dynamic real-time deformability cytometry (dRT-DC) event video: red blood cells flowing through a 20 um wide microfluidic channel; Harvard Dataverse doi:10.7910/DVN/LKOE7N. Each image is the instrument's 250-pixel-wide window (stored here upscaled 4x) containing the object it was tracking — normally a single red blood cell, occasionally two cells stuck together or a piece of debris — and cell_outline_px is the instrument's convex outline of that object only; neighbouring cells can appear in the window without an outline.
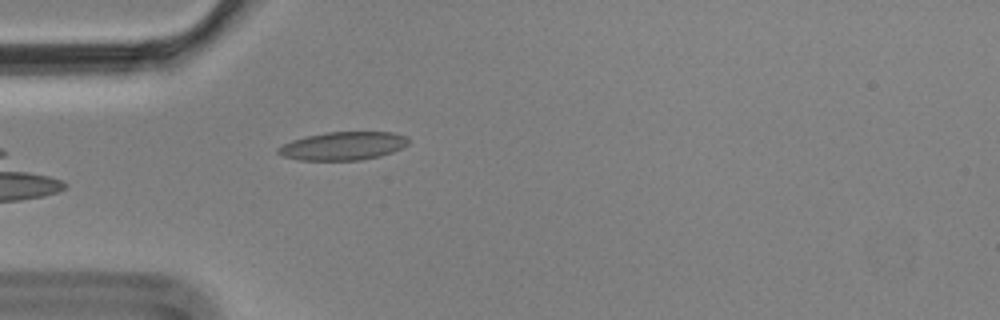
{"species": "Egyptian fruit bat (a non-hibernating species)", "species_latin": "Rousettus aegyptiacus", "temperature_condition": "cold", "stored_images_in_passage": 6, "camera_frame_rate_fps": 3000, "um_per_image_px": 0.085, "animal": {"sex": "male"}, "frame": {"image": 1, "passage_image": 6, "time_ms": 1.667, "image_size_px": [1000, 320], "cell_outline_px": [[408, 144], [392, 152], [380, 156], [360, 160], [300, 160], [284, 156], [276, 152], [276, 148], [292, 140], [324, 132], [392, 132], [408, 136]], "centroid_in_image_um": [29.16, 12.4], "position_along_channel_um": 55.8, "area_um2": 21.39}}